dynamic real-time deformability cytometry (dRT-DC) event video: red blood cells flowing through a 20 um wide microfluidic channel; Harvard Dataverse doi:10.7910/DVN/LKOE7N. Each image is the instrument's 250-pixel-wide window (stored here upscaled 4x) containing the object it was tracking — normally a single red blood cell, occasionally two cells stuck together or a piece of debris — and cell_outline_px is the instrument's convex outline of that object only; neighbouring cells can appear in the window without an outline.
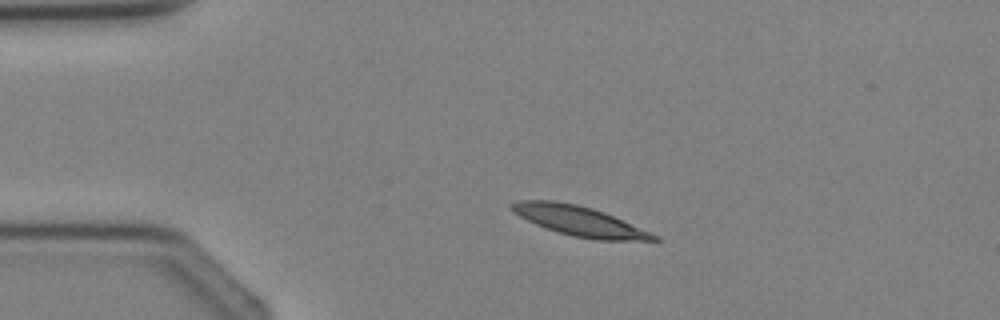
{"species": "Egyptian fruit bat (a non-hibernating species)", "species_latin": "Rousettus aegyptiacus", "temperature_condition": "cold", "stored_images_in_passage": 2, "camera_frame_rate_fps": 3000, "um_per_image_px": 0.085, "animal": {"sex": "female"}, "frame": {"image": 1, "passage_image": 1, "time_ms": 0.0, "image_size_px": [1000, 320], "cell_outline_px": [[664, 240], [596, 240], [572, 236], [536, 224], [512, 212], [508, 204], [516, 200], [556, 200], [576, 204], [592, 208], [604, 212], [660, 236]], "centroid_in_image_um": [49.24, 18.77], "position_along_channel_um": 35.8, "area_um2": 24.62}}
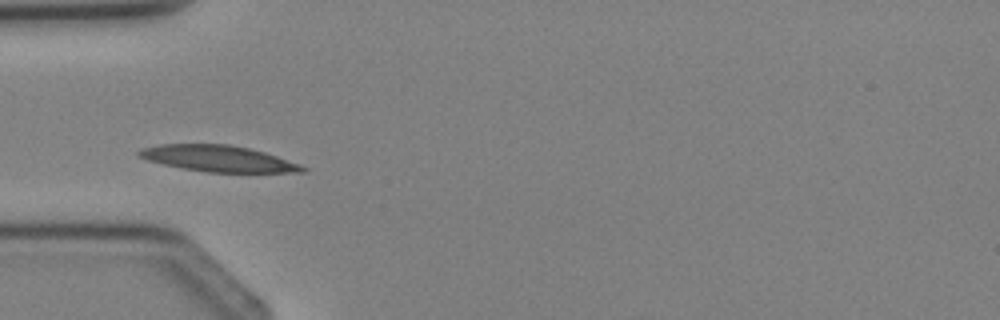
{"frame": {"image": 2, "passage_image": 2, "time_ms": 1.333, "image_size_px": [1000, 320], "cell_outline_px": [[308, 168], [304, 172], [208, 172], [184, 168], [164, 164], [148, 160], [136, 156], [136, 152], [140, 148], [160, 144], [228, 144], [248, 148], [264, 152], [300, 164]], "centroid_in_image_um": [18.52, 13.47], "position_along_channel_um": 66.5, "area_um2": 24.8}}